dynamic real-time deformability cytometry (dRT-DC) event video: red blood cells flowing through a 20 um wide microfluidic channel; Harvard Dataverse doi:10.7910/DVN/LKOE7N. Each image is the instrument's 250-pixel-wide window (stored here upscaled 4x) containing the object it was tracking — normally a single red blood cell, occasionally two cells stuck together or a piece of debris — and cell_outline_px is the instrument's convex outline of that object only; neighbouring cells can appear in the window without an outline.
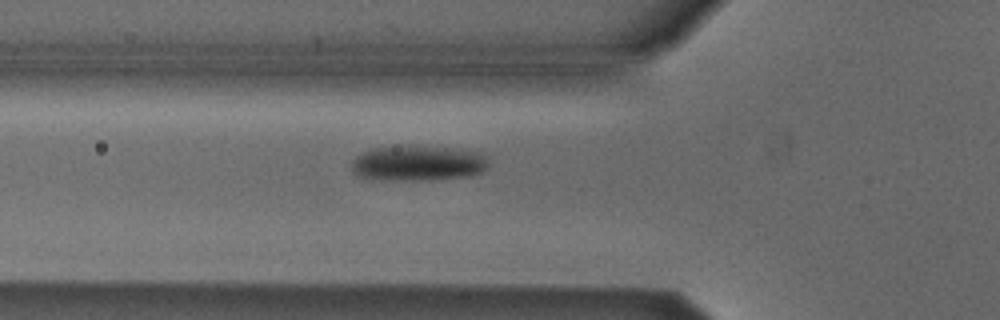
{"species": "Egyptian fruit bat (a non-hibernating species)", "species_latin": "Rousettus aegyptiacus", "temperature_condition": "cold", "stored_images_in_passage": 31, "camera_frame_rate_fps": 3000, "um_per_image_px": 0.085, "animal": {"sex": "male"}, "frame": {"image": 1, "passage_image": 3, "time_ms": 0.667, "image_size_px": [1000, 320], "cell_outline_px": [[488, 164], [480, 172], [468, 176], [432, 180], [368, 180], [356, 176], [352, 172], [352, 160], [360, 152], [372, 148], [448, 148], [476, 152], [488, 156]], "centroid_in_image_um": [35.45, 13.92], "position_along_channel_um": 90.4, "area_um2": 27.8}}
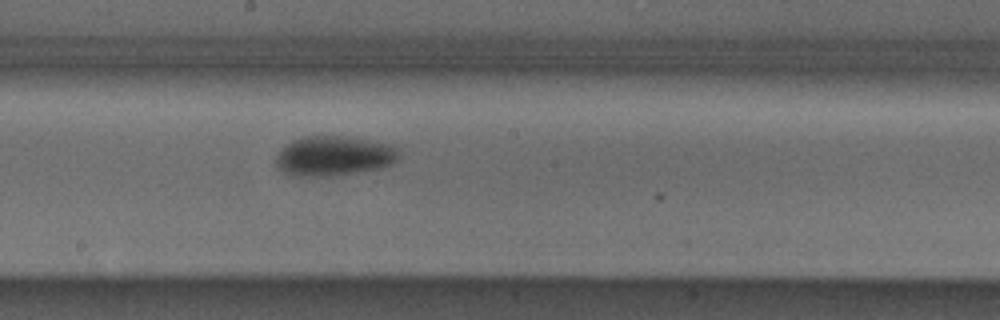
{"frame": {"image": 2, "passage_image": 13, "time_ms": 4.0, "image_size_px": [1000, 320], "cell_outline_px": [[400, 152], [396, 160], [392, 164], [380, 168], [336, 176], [292, 176], [276, 168], [276, 156], [292, 140], [304, 136], [344, 136], [388, 144], [400, 148]], "centroid_in_image_um": [28.38, 13.27], "position_along_channel_um": 219.8, "area_um2": 28.55}}
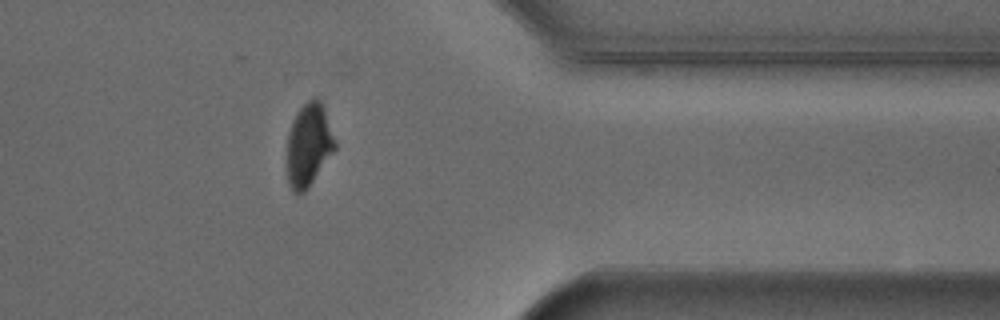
{"frame": {"image": 3, "passage_image": 27, "time_ms": 8.667, "image_size_px": [1000, 320], "cell_outline_px": [[336, 148], [308, 188], [304, 192], [296, 196], [292, 192], [288, 184], [288, 132], [292, 120], [296, 112], [308, 100], [316, 96], [320, 100], [324, 108], [336, 140]], "centroid_in_image_um": [26.24, 12.33], "position_along_channel_um": 385.2, "area_um2": 23.29}}